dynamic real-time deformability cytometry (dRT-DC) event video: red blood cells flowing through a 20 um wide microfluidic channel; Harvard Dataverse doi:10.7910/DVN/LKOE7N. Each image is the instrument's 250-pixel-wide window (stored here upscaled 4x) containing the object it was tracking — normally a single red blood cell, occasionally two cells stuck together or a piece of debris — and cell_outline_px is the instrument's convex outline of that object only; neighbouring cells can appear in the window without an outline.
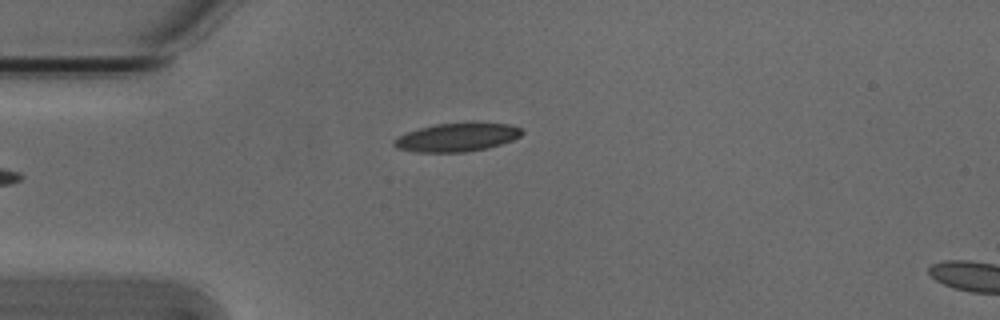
{"species": "Egyptian fruit bat (a non-hibernating species)", "species_latin": "Rousettus aegyptiacus", "temperature_condition": "cold", "stored_images_in_passage": 5, "camera_frame_rate_fps": 3000, "um_per_image_px": 0.085, "animal": {"sex": "male"}, "frame": {"image": 1, "passage_image": 5, "time_ms": 1.333, "image_size_px": [1000, 320], "cell_outline_px": [[524, 132], [520, 136], [512, 140], [500, 144], [484, 148], [464, 152], [416, 152], [396, 148], [392, 144], [392, 140], [408, 132], [420, 128], [436, 124], [468, 120], [472, 120], [508, 124], [520, 128]], "centroid_in_image_um": [38.85, 11.63], "position_along_channel_um": 46.1, "area_um2": 21.68}}